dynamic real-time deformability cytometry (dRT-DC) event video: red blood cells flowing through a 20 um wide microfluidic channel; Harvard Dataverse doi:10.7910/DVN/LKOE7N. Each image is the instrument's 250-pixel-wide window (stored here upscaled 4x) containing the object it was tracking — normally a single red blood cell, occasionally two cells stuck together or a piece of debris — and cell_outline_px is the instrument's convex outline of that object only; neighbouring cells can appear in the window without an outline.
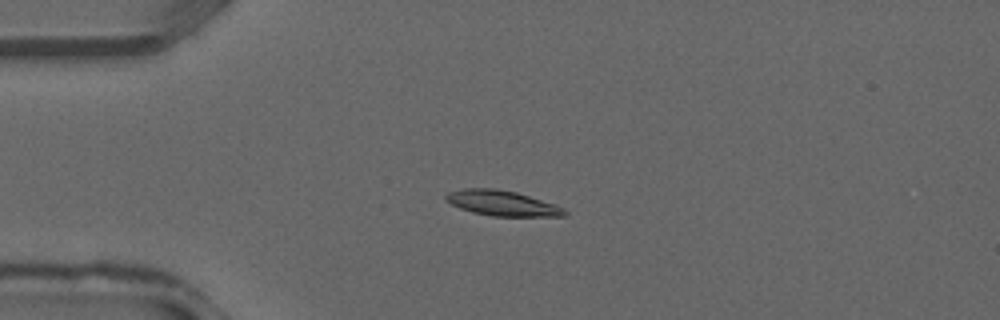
{"species": "common noctule bat (a hibernating species)", "species_latin": "Nyctalus noctula", "temperature_condition": "warm", "stored_images_in_passage": 38, "camera_frame_rate_fps": 3000, "um_per_image_px": 0.085, "animal": {"sex": "male", "forearm_length_mm": 52.5}, "frame": {"image": 1, "passage_image": 10, "time_ms": 3.0, "image_size_px": [1000, 320], "cell_outline_px": [[568, 216], [492, 216], [472, 212], [460, 208], [444, 200], [444, 196], [448, 192], [464, 188], [496, 188], [516, 192], [564, 208], [568, 212]], "centroid_in_image_um": [42.64, 17.27], "position_along_channel_um": 42.4, "area_um2": 17.4}}
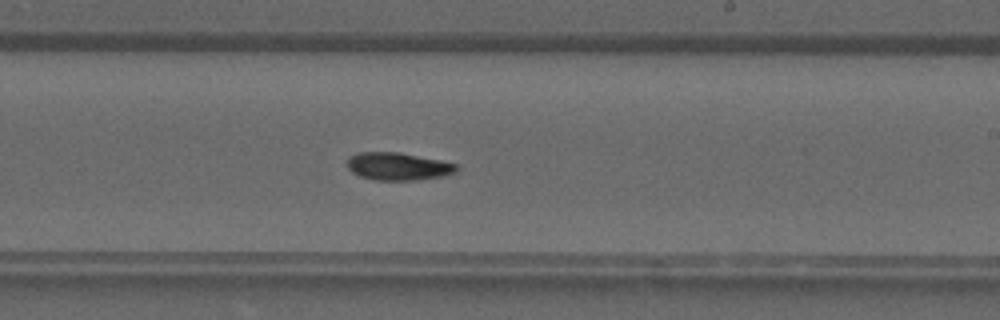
{"frame": {"image": 2, "passage_image": 23, "time_ms": 7.333, "image_size_px": [1000, 320], "cell_outline_px": [[460, 168], [456, 172], [444, 176], [420, 180], [372, 180], [360, 176], [352, 172], [348, 168], [348, 156], [356, 152], [400, 152], [440, 160], [456, 164]], "centroid_in_image_um": [33.84, 14.14], "position_along_channel_um": 255.2, "area_um2": 17.86}}
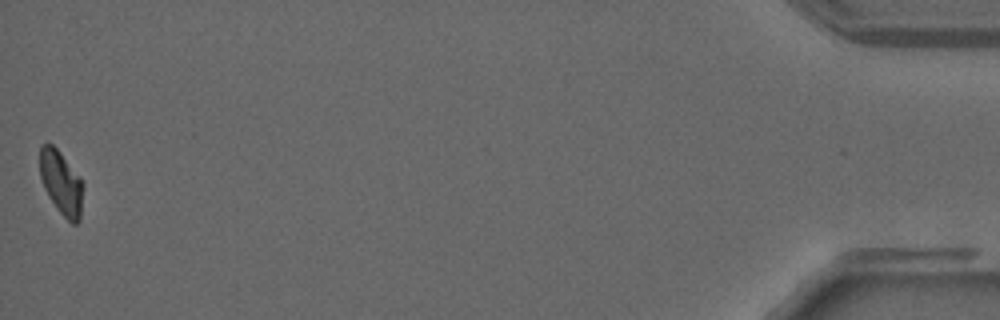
{"frame": {"image": 3, "passage_image": 38, "time_ms": 12.333, "image_size_px": [1000, 320], "cell_outline_px": [[84, 184], [80, 220], [76, 224], [72, 224], [56, 208], [48, 196], [44, 188], [40, 176], [40, 144], [52, 144], [60, 152], [80, 176]], "centroid_in_image_um": [5.22, 15.55], "position_along_channel_um": 430.0, "area_um2": 16.24}}